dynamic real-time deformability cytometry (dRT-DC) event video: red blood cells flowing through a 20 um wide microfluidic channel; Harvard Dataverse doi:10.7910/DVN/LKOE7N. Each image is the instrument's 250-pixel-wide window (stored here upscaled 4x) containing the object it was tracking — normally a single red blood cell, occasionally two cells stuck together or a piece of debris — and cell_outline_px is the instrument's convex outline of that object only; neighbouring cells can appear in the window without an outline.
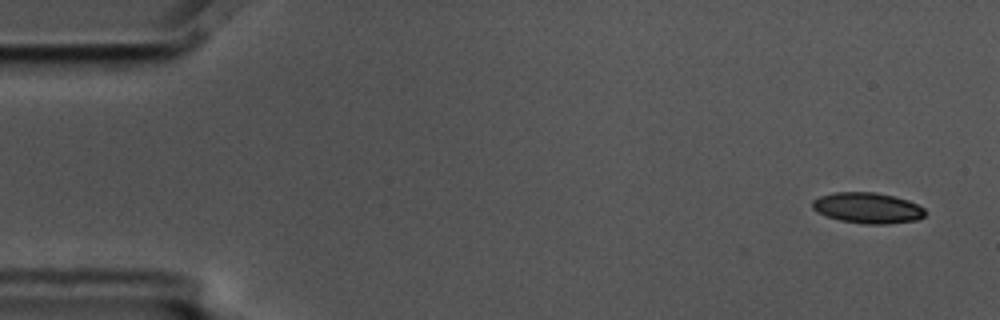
{"species": "common noctule bat (a hibernating species)", "species_latin": "Nyctalus noctula", "temperature_condition": "cold", "stored_images_in_passage": 5, "camera_frame_rate_fps": 3000, "um_per_image_px": 0.085, "animal": {"sex": "male", "body_mass_g": 17.5, "forearm_length_mm": 52.3}, "frame": {"image": 1, "passage_image": 1, "time_ms": 0.0, "image_size_px": [1000, 320], "cell_outline_px": [[924, 216], [916, 220], [888, 224], [864, 224], [840, 220], [828, 216], [812, 208], [812, 200], [820, 196], [836, 192], [876, 192], [908, 200], [924, 208]], "centroid_in_image_um": [73.75, 17.67], "position_along_channel_um": 11.3, "area_um2": 20.0}}